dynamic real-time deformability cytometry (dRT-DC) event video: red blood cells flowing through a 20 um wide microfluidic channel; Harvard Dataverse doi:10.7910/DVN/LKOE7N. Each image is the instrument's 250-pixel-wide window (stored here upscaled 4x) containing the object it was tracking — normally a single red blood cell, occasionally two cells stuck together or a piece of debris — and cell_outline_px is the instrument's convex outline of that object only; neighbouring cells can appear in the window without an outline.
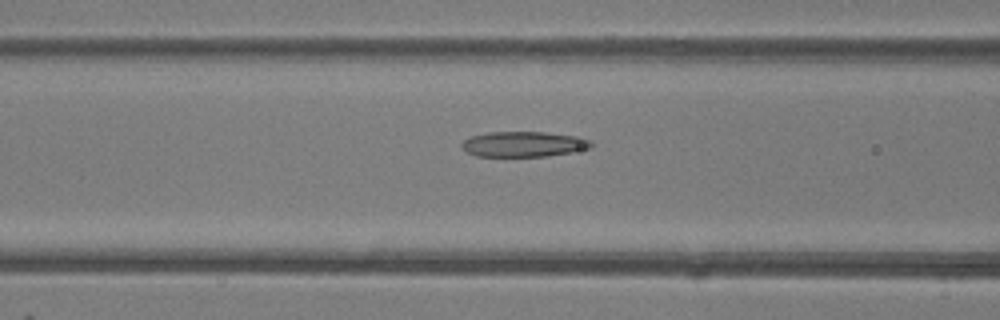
{"species": "common noctule bat (a hibernating species)", "species_latin": "Nyctalus noctula", "temperature_condition": "room temperature", "stored_images_in_passage": 49, "camera_frame_rate_fps": 3000, "um_per_image_px": 0.085, "animal": {"sex": "female"}, "frame": {"image": 1, "passage_image": 20, "time_ms": 6.333, "image_size_px": [1000, 320], "cell_outline_px": [[596, 144], [592, 148], [572, 152], [548, 156], [476, 156], [460, 148], [460, 144], [464, 140], [472, 136], [488, 132], [544, 132], [580, 136], [592, 140]], "centroid_in_image_um": [44.58, 12.25], "position_along_channel_um": 122.0, "area_um2": 19.42}}
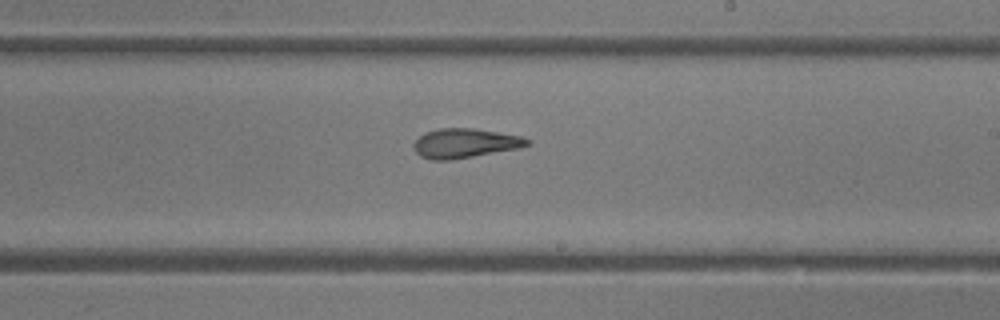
{"frame": {"image": 2, "passage_image": 29, "time_ms": 9.333, "image_size_px": [1000, 320], "cell_outline_px": [[532, 144], [520, 148], [452, 160], [432, 160], [420, 156], [416, 152], [412, 144], [424, 132], [440, 128], [472, 128], [520, 136], [532, 140]], "centroid_in_image_um": [39.53, 12.18], "position_along_channel_um": 249.5, "area_um2": 19.54}}
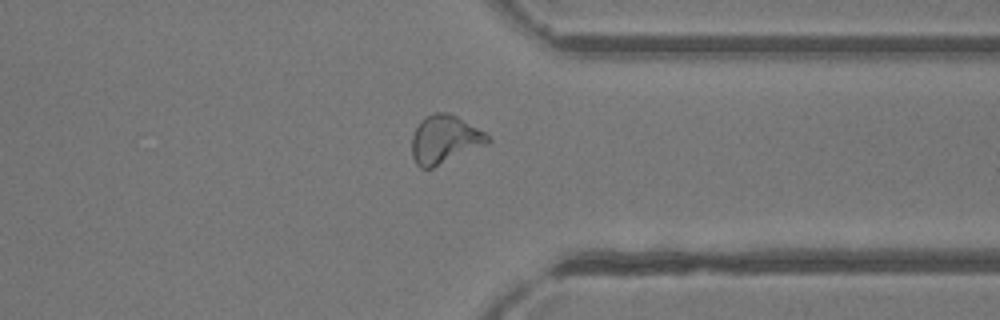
{"frame": {"image": 3, "passage_image": 38, "time_ms": 12.333, "image_size_px": [1000, 320], "cell_outline_px": [[492, 140], [488, 144], [432, 168], [420, 168], [416, 164], [412, 156], [412, 136], [420, 120], [432, 112], [448, 112], [456, 116], [484, 132]], "centroid_in_image_um": [37.78, 11.85], "position_along_channel_um": 373.6, "area_um2": 21.27}, "authors_computed_cell_mechanics": {"area_um2": 21.5594, "velocity_mm_per_s": 4.244, "shape_relaxation_time_tau1_ms": null, "shape_relaxation_time_tau2_ms": 2.855, "deformation_change_tau1": null, "deformation_change_tau2": 0.1278}}